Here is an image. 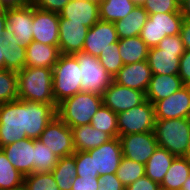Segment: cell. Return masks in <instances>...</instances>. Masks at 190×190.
<instances>
[{
	"instance_id": "cell-31",
	"label": "cell",
	"mask_w": 190,
	"mask_h": 190,
	"mask_svg": "<svg viewBox=\"0 0 190 190\" xmlns=\"http://www.w3.org/2000/svg\"><path fill=\"white\" fill-rule=\"evenodd\" d=\"M75 156H66L58 159L52 174L60 190H71L72 183L77 177Z\"/></svg>"
},
{
	"instance_id": "cell-7",
	"label": "cell",
	"mask_w": 190,
	"mask_h": 190,
	"mask_svg": "<svg viewBox=\"0 0 190 190\" xmlns=\"http://www.w3.org/2000/svg\"><path fill=\"white\" fill-rule=\"evenodd\" d=\"M183 20L181 12L148 14L139 36L149 48L156 47L164 37L180 34Z\"/></svg>"
},
{
	"instance_id": "cell-51",
	"label": "cell",
	"mask_w": 190,
	"mask_h": 190,
	"mask_svg": "<svg viewBox=\"0 0 190 190\" xmlns=\"http://www.w3.org/2000/svg\"><path fill=\"white\" fill-rule=\"evenodd\" d=\"M11 190H29V189H28L27 185L25 184V182H23L22 184L14 187Z\"/></svg>"
},
{
	"instance_id": "cell-35",
	"label": "cell",
	"mask_w": 190,
	"mask_h": 190,
	"mask_svg": "<svg viewBox=\"0 0 190 190\" xmlns=\"http://www.w3.org/2000/svg\"><path fill=\"white\" fill-rule=\"evenodd\" d=\"M18 99L17 71L0 69V105Z\"/></svg>"
},
{
	"instance_id": "cell-52",
	"label": "cell",
	"mask_w": 190,
	"mask_h": 190,
	"mask_svg": "<svg viewBox=\"0 0 190 190\" xmlns=\"http://www.w3.org/2000/svg\"><path fill=\"white\" fill-rule=\"evenodd\" d=\"M181 190H190V176L184 182L183 187H182Z\"/></svg>"
},
{
	"instance_id": "cell-19",
	"label": "cell",
	"mask_w": 190,
	"mask_h": 190,
	"mask_svg": "<svg viewBox=\"0 0 190 190\" xmlns=\"http://www.w3.org/2000/svg\"><path fill=\"white\" fill-rule=\"evenodd\" d=\"M152 72L147 60L123 65L114 76L113 81L122 86L136 89L142 92L147 91Z\"/></svg>"
},
{
	"instance_id": "cell-29",
	"label": "cell",
	"mask_w": 190,
	"mask_h": 190,
	"mask_svg": "<svg viewBox=\"0 0 190 190\" xmlns=\"http://www.w3.org/2000/svg\"><path fill=\"white\" fill-rule=\"evenodd\" d=\"M118 46L124 65L147 60L150 48L140 36L119 39Z\"/></svg>"
},
{
	"instance_id": "cell-8",
	"label": "cell",
	"mask_w": 190,
	"mask_h": 190,
	"mask_svg": "<svg viewBox=\"0 0 190 190\" xmlns=\"http://www.w3.org/2000/svg\"><path fill=\"white\" fill-rule=\"evenodd\" d=\"M74 55L81 69V92H90L102 96L103 92L113 82V77L103 68L99 58L84 52Z\"/></svg>"
},
{
	"instance_id": "cell-1",
	"label": "cell",
	"mask_w": 190,
	"mask_h": 190,
	"mask_svg": "<svg viewBox=\"0 0 190 190\" xmlns=\"http://www.w3.org/2000/svg\"><path fill=\"white\" fill-rule=\"evenodd\" d=\"M57 104L15 100L0 105V148L16 141L38 139L57 116Z\"/></svg>"
},
{
	"instance_id": "cell-32",
	"label": "cell",
	"mask_w": 190,
	"mask_h": 190,
	"mask_svg": "<svg viewBox=\"0 0 190 190\" xmlns=\"http://www.w3.org/2000/svg\"><path fill=\"white\" fill-rule=\"evenodd\" d=\"M58 159L52 150L39 139L34 140L33 173L52 172Z\"/></svg>"
},
{
	"instance_id": "cell-26",
	"label": "cell",
	"mask_w": 190,
	"mask_h": 190,
	"mask_svg": "<svg viewBox=\"0 0 190 190\" xmlns=\"http://www.w3.org/2000/svg\"><path fill=\"white\" fill-rule=\"evenodd\" d=\"M147 18L148 12L137 5L126 17L114 22L119 39L139 36Z\"/></svg>"
},
{
	"instance_id": "cell-14",
	"label": "cell",
	"mask_w": 190,
	"mask_h": 190,
	"mask_svg": "<svg viewBox=\"0 0 190 190\" xmlns=\"http://www.w3.org/2000/svg\"><path fill=\"white\" fill-rule=\"evenodd\" d=\"M118 41L114 23L99 20L88 29L82 52L98 58L102 51L113 47Z\"/></svg>"
},
{
	"instance_id": "cell-40",
	"label": "cell",
	"mask_w": 190,
	"mask_h": 190,
	"mask_svg": "<svg viewBox=\"0 0 190 190\" xmlns=\"http://www.w3.org/2000/svg\"><path fill=\"white\" fill-rule=\"evenodd\" d=\"M77 176L99 177L98 172H94L93 158L87 151H75Z\"/></svg>"
},
{
	"instance_id": "cell-22",
	"label": "cell",
	"mask_w": 190,
	"mask_h": 190,
	"mask_svg": "<svg viewBox=\"0 0 190 190\" xmlns=\"http://www.w3.org/2000/svg\"><path fill=\"white\" fill-rule=\"evenodd\" d=\"M60 54L59 46L32 41L26 47L25 67L53 68Z\"/></svg>"
},
{
	"instance_id": "cell-46",
	"label": "cell",
	"mask_w": 190,
	"mask_h": 190,
	"mask_svg": "<svg viewBox=\"0 0 190 190\" xmlns=\"http://www.w3.org/2000/svg\"><path fill=\"white\" fill-rule=\"evenodd\" d=\"M180 36L185 50H190V20L184 19L182 21Z\"/></svg>"
},
{
	"instance_id": "cell-48",
	"label": "cell",
	"mask_w": 190,
	"mask_h": 190,
	"mask_svg": "<svg viewBox=\"0 0 190 190\" xmlns=\"http://www.w3.org/2000/svg\"><path fill=\"white\" fill-rule=\"evenodd\" d=\"M5 28H7L6 7H2L0 8V36H3Z\"/></svg>"
},
{
	"instance_id": "cell-34",
	"label": "cell",
	"mask_w": 190,
	"mask_h": 190,
	"mask_svg": "<svg viewBox=\"0 0 190 190\" xmlns=\"http://www.w3.org/2000/svg\"><path fill=\"white\" fill-rule=\"evenodd\" d=\"M24 182V175L14 168L0 149V190H11Z\"/></svg>"
},
{
	"instance_id": "cell-44",
	"label": "cell",
	"mask_w": 190,
	"mask_h": 190,
	"mask_svg": "<svg viewBox=\"0 0 190 190\" xmlns=\"http://www.w3.org/2000/svg\"><path fill=\"white\" fill-rule=\"evenodd\" d=\"M179 77L184 86H190V50H185L180 57Z\"/></svg>"
},
{
	"instance_id": "cell-18",
	"label": "cell",
	"mask_w": 190,
	"mask_h": 190,
	"mask_svg": "<svg viewBox=\"0 0 190 190\" xmlns=\"http://www.w3.org/2000/svg\"><path fill=\"white\" fill-rule=\"evenodd\" d=\"M88 27L82 23L69 22V19L59 18V51L61 54L82 52Z\"/></svg>"
},
{
	"instance_id": "cell-10",
	"label": "cell",
	"mask_w": 190,
	"mask_h": 190,
	"mask_svg": "<svg viewBox=\"0 0 190 190\" xmlns=\"http://www.w3.org/2000/svg\"><path fill=\"white\" fill-rule=\"evenodd\" d=\"M58 157L71 156L75 153L72 129L56 116L38 138Z\"/></svg>"
},
{
	"instance_id": "cell-2",
	"label": "cell",
	"mask_w": 190,
	"mask_h": 190,
	"mask_svg": "<svg viewBox=\"0 0 190 190\" xmlns=\"http://www.w3.org/2000/svg\"><path fill=\"white\" fill-rule=\"evenodd\" d=\"M18 99L56 104L53 96V68L25 67L17 71Z\"/></svg>"
},
{
	"instance_id": "cell-33",
	"label": "cell",
	"mask_w": 190,
	"mask_h": 190,
	"mask_svg": "<svg viewBox=\"0 0 190 190\" xmlns=\"http://www.w3.org/2000/svg\"><path fill=\"white\" fill-rule=\"evenodd\" d=\"M90 125L97 130L110 134L113 138L118 137L117 113L104 105L92 117Z\"/></svg>"
},
{
	"instance_id": "cell-47",
	"label": "cell",
	"mask_w": 190,
	"mask_h": 190,
	"mask_svg": "<svg viewBox=\"0 0 190 190\" xmlns=\"http://www.w3.org/2000/svg\"><path fill=\"white\" fill-rule=\"evenodd\" d=\"M3 7L23 6L29 4L26 0H0Z\"/></svg>"
},
{
	"instance_id": "cell-20",
	"label": "cell",
	"mask_w": 190,
	"mask_h": 190,
	"mask_svg": "<svg viewBox=\"0 0 190 190\" xmlns=\"http://www.w3.org/2000/svg\"><path fill=\"white\" fill-rule=\"evenodd\" d=\"M59 18L90 28L100 20L99 3L94 0H70L59 12Z\"/></svg>"
},
{
	"instance_id": "cell-56",
	"label": "cell",
	"mask_w": 190,
	"mask_h": 190,
	"mask_svg": "<svg viewBox=\"0 0 190 190\" xmlns=\"http://www.w3.org/2000/svg\"><path fill=\"white\" fill-rule=\"evenodd\" d=\"M94 1H96V2L100 3L101 1H104V0H94Z\"/></svg>"
},
{
	"instance_id": "cell-24",
	"label": "cell",
	"mask_w": 190,
	"mask_h": 190,
	"mask_svg": "<svg viewBox=\"0 0 190 190\" xmlns=\"http://www.w3.org/2000/svg\"><path fill=\"white\" fill-rule=\"evenodd\" d=\"M12 31L5 28L3 36H0V45L3 48L4 69L19 71L25 68L26 48L16 44Z\"/></svg>"
},
{
	"instance_id": "cell-43",
	"label": "cell",
	"mask_w": 190,
	"mask_h": 190,
	"mask_svg": "<svg viewBox=\"0 0 190 190\" xmlns=\"http://www.w3.org/2000/svg\"><path fill=\"white\" fill-rule=\"evenodd\" d=\"M98 177H75L71 190H98Z\"/></svg>"
},
{
	"instance_id": "cell-41",
	"label": "cell",
	"mask_w": 190,
	"mask_h": 190,
	"mask_svg": "<svg viewBox=\"0 0 190 190\" xmlns=\"http://www.w3.org/2000/svg\"><path fill=\"white\" fill-rule=\"evenodd\" d=\"M100 187L98 190H125V186L116 176V173L106 174L98 177Z\"/></svg>"
},
{
	"instance_id": "cell-11",
	"label": "cell",
	"mask_w": 190,
	"mask_h": 190,
	"mask_svg": "<svg viewBox=\"0 0 190 190\" xmlns=\"http://www.w3.org/2000/svg\"><path fill=\"white\" fill-rule=\"evenodd\" d=\"M6 18L16 44L26 48L33 41V5L6 7Z\"/></svg>"
},
{
	"instance_id": "cell-50",
	"label": "cell",
	"mask_w": 190,
	"mask_h": 190,
	"mask_svg": "<svg viewBox=\"0 0 190 190\" xmlns=\"http://www.w3.org/2000/svg\"><path fill=\"white\" fill-rule=\"evenodd\" d=\"M3 48L4 46L0 45V69H4Z\"/></svg>"
},
{
	"instance_id": "cell-16",
	"label": "cell",
	"mask_w": 190,
	"mask_h": 190,
	"mask_svg": "<svg viewBox=\"0 0 190 190\" xmlns=\"http://www.w3.org/2000/svg\"><path fill=\"white\" fill-rule=\"evenodd\" d=\"M87 152L93 158L94 172H98L99 176L116 173L123 156L119 137Z\"/></svg>"
},
{
	"instance_id": "cell-49",
	"label": "cell",
	"mask_w": 190,
	"mask_h": 190,
	"mask_svg": "<svg viewBox=\"0 0 190 190\" xmlns=\"http://www.w3.org/2000/svg\"><path fill=\"white\" fill-rule=\"evenodd\" d=\"M181 14L184 19L190 20V0H181Z\"/></svg>"
},
{
	"instance_id": "cell-6",
	"label": "cell",
	"mask_w": 190,
	"mask_h": 190,
	"mask_svg": "<svg viewBox=\"0 0 190 190\" xmlns=\"http://www.w3.org/2000/svg\"><path fill=\"white\" fill-rule=\"evenodd\" d=\"M154 134L159 147L174 156H185L190 139L188 118L155 120Z\"/></svg>"
},
{
	"instance_id": "cell-53",
	"label": "cell",
	"mask_w": 190,
	"mask_h": 190,
	"mask_svg": "<svg viewBox=\"0 0 190 190\" xmlns=\"http://www.w3.org/2000/svg\"><path fill=\"white\" fill-rule=\"evenodd\" d=\"M185 157L190 160V139H189V142H188V148H187Z\"/></svg>"
},
{
	"instance_id": "cell-21",
	"label": "cell",
	"mask_w": 190,
	"mask_h": 190,
	"mask_svg": "<svg viewBox=\"0 0 190 190\" xmlns=\"http://www.w3.org/2000/svg\"><path fill=\"white\" fill-rule=\"evenodd\" d=\"M6 158L22 175L33 173L34 139L25 138L1 148Z\"/></svg>"
},
{
	"instance_id": "cell-55",
	"label": "cell",
	"mask_w": 190,
	"mask_h": 190,
	"mask_svg": "<svg viewBox=\"0 0 190 190\" xmlns=\"http://www.w3.org/2000/svg\"><path fill=\"white\" fill-rule=\"evenodd\" d=\"M29 4H32L35 0H26Z\"/></svg>"
},
{
	"instance_id": "cell-30",
	"label": "cell",
	"mask_w": 190,
	"mask_h": 190,
	"mask_svg": "<svg viewBox=\"0 0 190 190\" xmlns=\"http://www.w3.org/2000/svg\"><path fill=\"white\" fill-rule=\"evenodd\" d=\"M137 5L132 0H104L99 3L100 20L116 22L126 17Z\"/></svg>"
},
{
	"instance_id": "cell-39",
	"label": "cell",
	"mask_w": 190,
	"mask_h": 190,
	"mask_svg": "<svg viewBox=\"0 0 190 190\" xmlns=\"http://www.w3.org/2000/svg\"><path fill=\"white\" fill-rule=\"evenodd\" d=\"M142 6L148 14L181 12V0H146Z\"/></svg>"
},
{
	"instance_id": "cell-3",
	"label": "cell",
	"mask_w": 190,
	"mask_h": 190,
	"mask_svg": "<svg viewBox=\"0 0 190 190\" xmlns=\"http://www.w3.org/2000/svg\"><path fill=\"white\" fill-rule=\"evenodd\" d=\"M102 105L101 95L79 92L58 104L57 116L70 128L88 125Z\"/></svg>"
},
{
	"instance_id": "cell-5",
	"label": "cell",
	"mask_w": 190,
	"mask_h": 190,
	"mask_svg": "<svg viewBox=\"0 0 190 190\" xmlns=\"http://www.w3.org/2000/svg\"><path fill=\"white\" fill-rule=\"evenodd\" d=\"M81 69L75 55L60 54L53 66V96L58 105L81 92Z\"/></svg>"
},
{
	"instance_id": "cell-23",
	"label": "cell",
	"mask_w": 190,
	"mask_h": 190,
	"mask_svg": "<svg viewBox=\"0 0 190 190\" xmlns=\"http://www.w3.org/2000/svg\"><path fill=\"white\" fill-rule=\"evenodd\" d=\"M184 87L179 75H152L146 99L152 104L172 95Z\"/></svg>"
},
{
	"instance_id": "cell-12",
	"label": "cell",
	"mask_w": 190,
	"mask_h": 190,
	"mask_svg": "<svg viewBox=\"0 0 190 190\" xmlns=\"http://www.w3.org/2000/svg\"><path fill=\"white\" fill-rule=\"evenodd\" d=\"M122 155L141 164H146L158 146L154 132L119 136Z\"/></svg>"
},
{
	"instance_id": "cell-9",
	"label": "cell",
	"mask_w": 190,
	"mask_h": 190,
	"mask_svg": "<svg viewBox=\"0 0 190 190\" xmlns=\"http://www.w3.org/2000/svg\"><path fill=\"white\" fill-rule=\"evenodd\" d=\"M118 137L128 134L154 132V105L145 100L143 103L117 114Z\"/></svg>"
},
{
	"instance_id": "cell-27",
	"label": "cell",
	"mask_w": 190,
	"mask_h": 190,
	"mask_svg": "<svg viewBox=\"0 0 190 190\" xmlns=\"http://www.w3.org/2000/svg\"><path fill=\"white\" fill-rule=\"evenodd\" d=\"M189 176L190 160L185 156H177L160 184L161 190H181Z\"/></svg>"
},
{
	"instance_id": "cell-4",
	"label": "cell",
	"mask_w": 190,
	"mask_h": 190,
	"mask_svg": "<svg viewBox=\"0 0 190 190\" xmlns=\"http://www.w3.org/2000/svg\"><path fill=\"white\" fill-rule=\"evenodd\" d=\"M184 52L180 34L164 37L148 52L147 62L152 75H178L180 57Z\"/></svg>"
},
{
	"instance_id": "cell-25",
	"label": "cell",
	"mask_w": 190,
	"mask_h": 190,
	"mask_svg": "<svg viewBox=\"0 0 190 190\" xmlns=\"http://www.w3.org/2000/svg\"><path fill=\"white\" fill-rule=\"evenodd\" d=\"M71 129L75 151H88L113 139L110 134L97 130L90 124Z\"/></svg>"
},
{
	"instance_id": "cell-15",
	"label": "cell",
	"mask_w": 190,
	"mask_h": 190,
	"mask_svg": "<svg viewBox=\"0 0 190 190\" xmlns=\"http://www.w3.org/2000/svg\"><path fill=\"white\" fill-rule=\"evenodd\" d=\"M155 120L188 118L190 111V86H184L169 97L154 104Z\"/></svg>"
},
{
	"instance_id": "cell-54",
	"label": "cell",
	"mask_w": 190,
	"mask_h": 190,
	"mask_svg": "<svg viewBox=\"0 0 190 190\" xmlns=\"http://www.w3.org/2000/svg\"><path fill=\"white\" fill-rule=\"evenodd\" d=\"M136 5L142 6L146 0H132Z\"/></svg>"
},
{
	"instance_id": "cell-45",
	"label": "cell",
	"mask_w": 190,
	"mask_h": 190,
	"mask_svg": "<svg viewBox=\"0 0 190 190\" xmlns=\"http://www.w3.org/2000/svg\"><path fill=\"white\" fill-rule=\"evenodd\" d=\"M125 190H161L160 184L152 181L146 175L138 178L132 184L125 187Z\"/></svg>"
},
{
	"instance_id": "cell-17",
	"label": "cell",
	"mask_w": 190,
	"mask_h": 190,
	"mask_svg": "<svg viewBox=\"0 0 190 190\" xmlns=\"http://www.w3.org/2000/svg\"><path fill=\"white\" fill-rule=\"evenodd\" d=\"M33 41L58 46L59 14L37 9L33 6Z\"/></svg>"
},
{
	"instance_id": "cell-36",
	"label": "cell",
	"mask_w": 190,
	"mask_h": 190,
	"mask_svg": "<svg viewBox=\"0 0 190 190\" xmlns=\"http://www.w3.org/2000/svg\"><path fill=\"white\" fill-rule=\"evenodd\" d=\"M116 176L126 187L145 176V165L122 156Z\"/></svg>"
},
{
	"instance_id": "cell-42",
	"label": "cell",
	"mask_w": 190,
	"mask_h": 190,
	"mask_svg": "<svg viewBox=\"0 0 190 190\" xmlns=\"http://www.w3.org/2000/svg\"><path fill=\"white\" fill-rule=\"evenodd\" d=\"M70 0H35L32 5L40 10L58 13Z\"/></svg>"
},
{
	"instance_id": "cell-37",
	"label": "cell",
	"mask_w": 190,
	"mask_h": 190,
	"mask_svg": "<svg viewBox=\"0 0 190 190\" xmlns=\"http://www.w3.org/2000/svg\"><path fill=\"white\" fill-rule=\"evenodd\" d=\"M101 65L114 78V76L123 67L124 63L120 56L118 42L113 44V47L108 48L100 53L98 57Z\"/></svg>"
},
{
	"instance_id": "cell-13",
	"label": "cell",
	"mask_w": 190,
	"mask_h": 190,
	"mask_svg": "<svg viewBox=\"0 0 190 190\" xmlns=\"http://www.w3.org/2000/svg\"><path fill=\"white\" fill-rule=\"evenodd\" d=\"M145 100V92L122 86L114 81L102 94L103 105L117 114L130 110Z\"/></svg>"
},
{
	"instance_id": "cell-28",
	"label": "cell",
	"mask_w": 190,
	"mask_h": 190,
	"mask_svg": "<svg viewBox=\"0 0 190 190\" xmlns=\"http://www.w3.org/2000/svg\"><path fill=\"white\" fill-rule=\"evenodd\" d=\"M175 157L165 148L157 146L145 164V175L152 181L161 184Z\"/></svg>"
},
{
	"instance_id": "cell-38",
	"label": "cell",
	"mask_w": 190,
	"mask_h": 190,
	"mask_svg": "<svg viewBox=\"0 0 190 190\" xmlns=\"http://www.w3.org/2000/svg\"><path fill=\"white\" fill-rule=\"evenodd\" d=\"M29 190H60L51 172L32 173L24 176Z\"/></svg>"
}]
</instances>
